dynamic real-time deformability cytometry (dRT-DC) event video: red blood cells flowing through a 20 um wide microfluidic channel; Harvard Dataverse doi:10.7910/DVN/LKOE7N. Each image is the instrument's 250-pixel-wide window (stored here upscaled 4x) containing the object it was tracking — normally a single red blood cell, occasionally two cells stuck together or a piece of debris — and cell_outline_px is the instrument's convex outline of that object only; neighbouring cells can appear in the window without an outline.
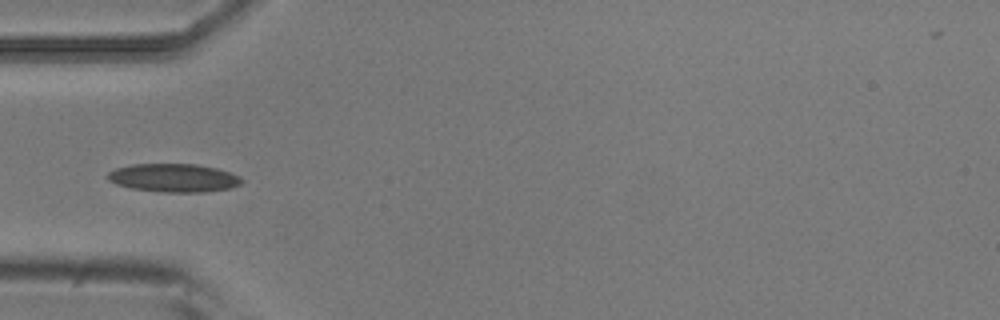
{"species": "common noctule bat (a hibernating species)", "species_latin": "Nyctalus noctula", "temperature_condition": "room temperature", "stored_images_in_passage": 10, "camera_frame_rate_fps": 3000, "um_per_image_px": 0.085, "animal": {"sex": "male", "body_mass_g": 20.5, "forearm_length_mm": 52.5}, "frame": {"image": 1, "passage_image": 5, "time_ms": 1.333, "image_size_px": [1000, 320], "cell_outline_px": [[244, 180], [240, 184], [232, 188], [204, 192], [164, 192], [132, 188], [116, 184], [108, 180], [104, 176], [108, 172], [116, 168], [132, 164], [196, 164], [216, 168], [240, 176]], "centroid_in_image_um": [14.75, 15.12], "position_along_channel_um": 70.2, "area_um2": 22.2}}
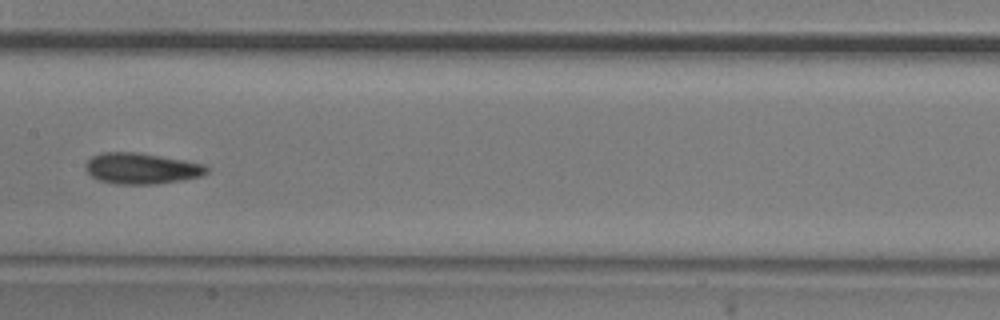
{"frame": {"image": 2, "passage_image": 8, "time_ms": 2.333, "image_size_px": [1000, 320], "cell_outline_px": [[208, 172], [200, 176], [180, 180], [156, 184], [116, 184], [100, 180], [92, 176], [84, 168], [84, 164], [92, 156], [100, 152], [140, 152], [184, 160], [204, 164], [208, 168]], "centroid_in_image_um": [12.0, 14.3], "position_along_channel_um": 195.4, "area_um2": 21.91}}
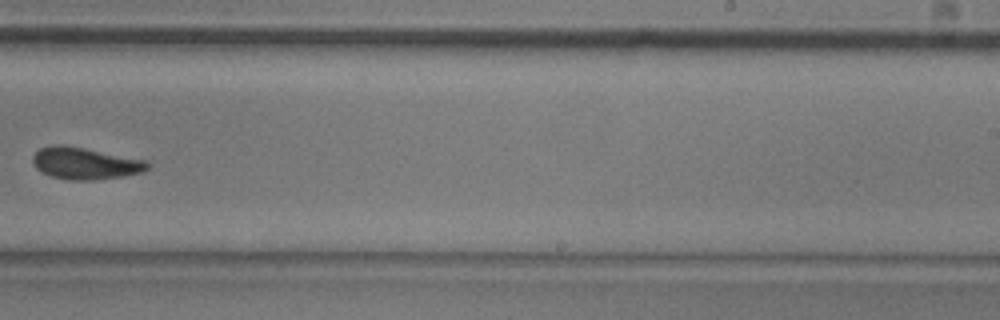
{"frame": {"image": 3, "passage_image": 10, "time_ms": 3.0, "image_size_px": [1000, 320], "cell_outline_px": [[152, 164], [144, 172], [96, 180], [68, 180], [52, 176], [36, 168], [32, 160], [32, 156], [40, 148], [52, 144], [60, 144], [84, 148], [148, 160]], "centroid_in_image_um": [7.27, 13.88], "position_along_channel_um": 281.7, "area_um2": 21.39}}